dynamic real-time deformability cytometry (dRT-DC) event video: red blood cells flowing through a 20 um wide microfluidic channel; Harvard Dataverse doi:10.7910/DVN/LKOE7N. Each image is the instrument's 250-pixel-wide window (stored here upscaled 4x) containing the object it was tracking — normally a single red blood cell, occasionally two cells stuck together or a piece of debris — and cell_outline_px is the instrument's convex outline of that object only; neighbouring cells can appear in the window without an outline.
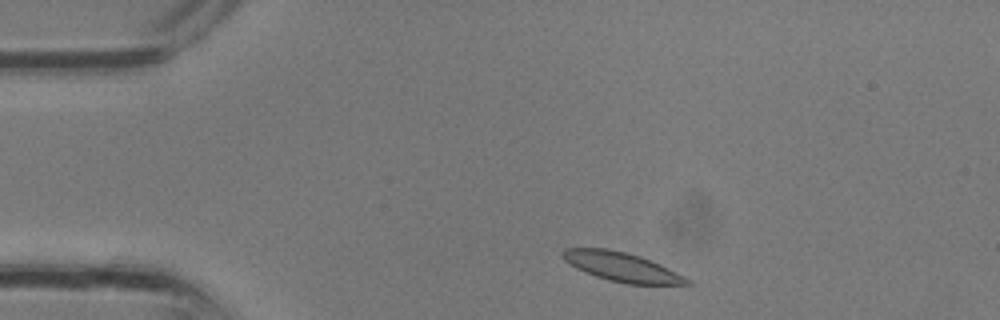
{"species": "common noctule bat (a hibernating species)", "species_latin": "Nyctalus noctula", "temperature_condition": "room temperature", "stored_images_in_passage": 2, "camera_frame_rate_fps": 3000, "um_per_image_px": 0.085, "animal": {"sex": "male", "body_mass_g": 13.3}, "frame": {"image": 1, "passage_image": 1, "time_ms": 0.0, "image_size_px": [1000, 320], "cell_outline_px": [[692, 284], [628, 284], [608, 280], [596, 276], [576, 268], [568, 264], [560, 256], [560, 252], [564, 248], [604, 248], [624, 252], [640, 256], [660, 264], [684, 276]], "centroid_in_image_um": [52.78, 22.67], "position_along_channel_um": 32.2, "area_um2": 20.92}}
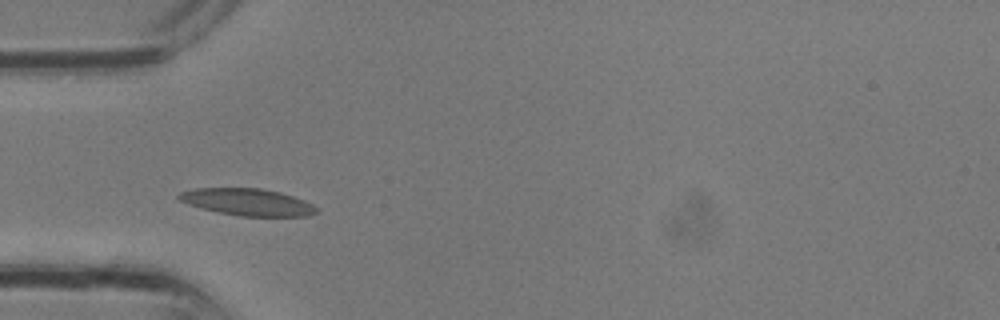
{"frame": {"image": 2, "passage_image": 2, "time_ms": 0.333, "image_size_px": [1000, 320], "cell_outline_px": [[320, 208], [316, 212], [304, 216], [240, 216], [200, 208], [188, 204], [180, 200], [176, 196], [180, 192], [196, 188], [260, 188], [280, 192], [304, 200]], "centroid_in_image_um": [21.03, 17.17], "position_along_channel_um": 64.0, "area_um2": 21.5}}